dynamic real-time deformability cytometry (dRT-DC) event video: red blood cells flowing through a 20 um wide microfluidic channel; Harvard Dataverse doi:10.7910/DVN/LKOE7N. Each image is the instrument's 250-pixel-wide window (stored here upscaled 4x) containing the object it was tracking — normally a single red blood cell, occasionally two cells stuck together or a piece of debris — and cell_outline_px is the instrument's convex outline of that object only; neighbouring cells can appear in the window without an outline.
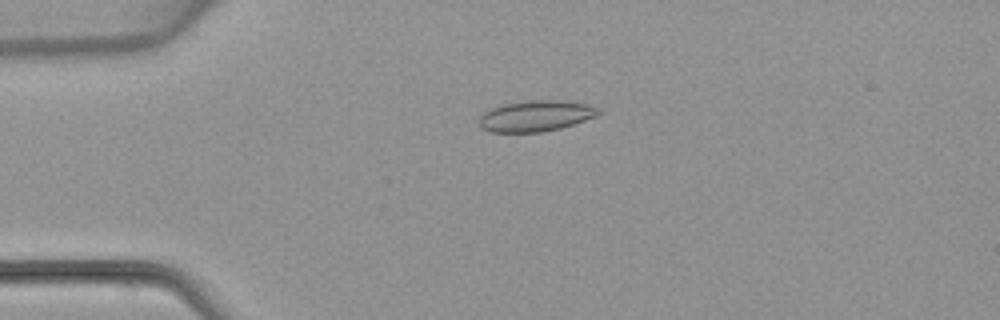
{"species": "common noctule bat (a hibernating species)", "species_latin": "Nyctalus noctula", "temperature_condition": "warm", "stored_images_in_passage": 2, "camera_frame_rate_fps": 3000, "um_per_image_px": 0.085, "animal": {"sex": "female", "body_mass_g": 22.7, "forearm_length_mm": 54.2}, "frame": {"image": 1, "passage_image": 1, "time_ms": 0.0, "image_size_px": [1000, 320], "cell_outline_px": [[604, 112], [596, 116], [560, 128], [540, 132], [488, 132], [480, 128], [480, 116], [488, 108], [504, 104], [528, 100], [564, 100], [588, 104], [600, 108]], "centroid_in_image_um": [45.54, 9.84], "position_along_channel_um": 39.5, "area_um2": 21.73}}